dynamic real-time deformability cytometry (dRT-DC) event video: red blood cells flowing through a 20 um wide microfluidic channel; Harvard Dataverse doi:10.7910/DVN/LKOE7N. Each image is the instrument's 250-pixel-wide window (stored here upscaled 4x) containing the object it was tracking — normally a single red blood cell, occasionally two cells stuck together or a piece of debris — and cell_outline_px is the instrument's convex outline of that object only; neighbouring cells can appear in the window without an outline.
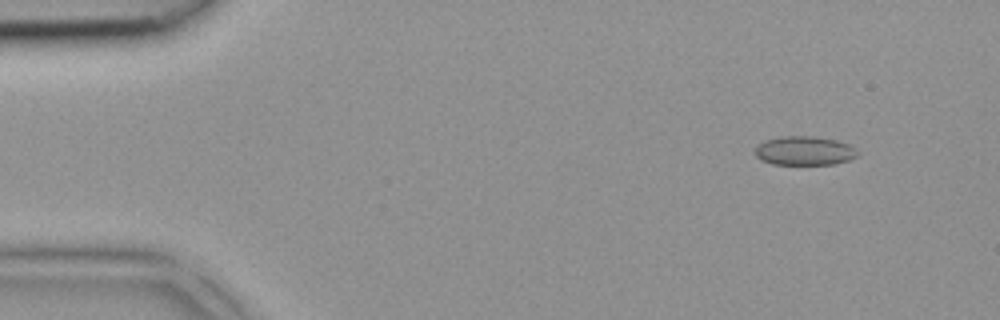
{"species": "common noctule bat (a hibernating species)", "species_latin": "Nyctalus noctula", "temperature_condition": "room temperature", "stored_images_in_passage": 2, "camera_frame_rate_fps": 3000, "um_per_image_px": 0.085, "animal": {"sex": "female", "body_mass_g": 18.4}, "frame": {"image": 1, "passage_image": 1, "time_ms": 0.0, "image_size_px": [1000, 320], "cell_outline_px": [[860, 156], [836, 164], [772, 164], [760, 160], [756, 156], [756, 148], [764, 140], [780, 136], [816, 136], [836, 140], [848, 144], [856, 148], [860, 152]], "centroid_in_image_um": [68.42, 12.81], "position_along_channel_um": 16.6, "area_um2": 17.51}}